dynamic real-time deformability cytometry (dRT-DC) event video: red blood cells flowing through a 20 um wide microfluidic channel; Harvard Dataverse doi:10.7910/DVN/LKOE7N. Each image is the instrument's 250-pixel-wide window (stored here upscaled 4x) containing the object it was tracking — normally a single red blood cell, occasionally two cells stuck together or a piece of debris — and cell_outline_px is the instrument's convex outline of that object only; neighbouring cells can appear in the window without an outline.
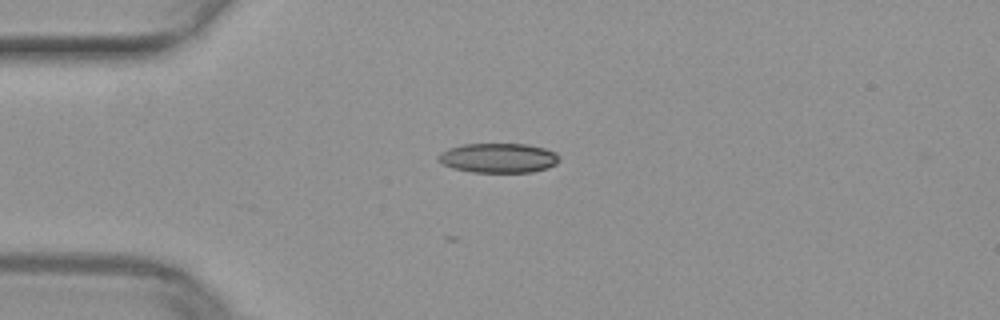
{"species": "common noctule bat (a hibernating species)", "species_latin": "Nyctalus noctula", "temperature_condition": "warm", "stored_images_in_passage": 7, "camera_frame_rate_fps": 3000, "um_per_image_px": 0.085, "animal": {"sex": "female", "body_mass_g": 29.2, "forearm_length_mm": 56.3}, "frame": {"image": 1, "passage_image": 1, "time_ms": 0.0, "image_size_px": [1000, 320], "cell_outline_px": [[560, 160], [556, 164], [548, 168], [532, 172], [472, 172], [452, 168], [444, 164], [440, 160], [440, 152], [448, 148], [464, 144], [528, 144], [544, 148], [556, 152], [560, 156]], "centroid_in_image_um": [42.42, 13.42], "position_along_channel_um": 42.6, "area_um2": 20.87}}